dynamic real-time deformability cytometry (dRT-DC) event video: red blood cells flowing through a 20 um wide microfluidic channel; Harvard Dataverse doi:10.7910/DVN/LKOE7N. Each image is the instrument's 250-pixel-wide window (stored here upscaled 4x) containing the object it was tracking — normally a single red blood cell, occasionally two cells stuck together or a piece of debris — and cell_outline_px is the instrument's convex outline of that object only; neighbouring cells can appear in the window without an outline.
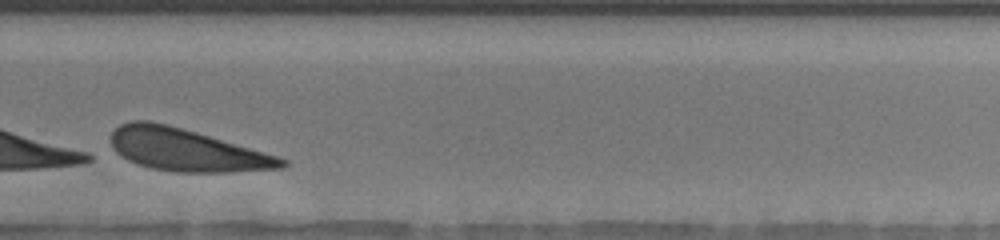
{"species": "human", "species_latin": "Homo sapiens", "temperature_condition": "warm", "stored_images_in_passage": 30, "camera_frame_rate_fps": 3000, "um_per_image_px": 0.085, "donor": {"sex": "male"}, "frame": {"image": 1, "passage_image": 24, "time_ms": 7.667, "image_size_px": [1000, 240], "cell_outline_px": [[288, 164], [284, 168], [228, 172], [176, 172], [152, 168], [136, 164], [128, 160], [116, 152], [112, 148], [112, 132], [120, 124], [132, 120], [148, 120], [168, 124], [196, 132], [276, 156], [288, 160]], "centroid_in_image_um": [15.81, 12.75], "position_along_channel_um": 314.0, "area_um2": 41.79}}